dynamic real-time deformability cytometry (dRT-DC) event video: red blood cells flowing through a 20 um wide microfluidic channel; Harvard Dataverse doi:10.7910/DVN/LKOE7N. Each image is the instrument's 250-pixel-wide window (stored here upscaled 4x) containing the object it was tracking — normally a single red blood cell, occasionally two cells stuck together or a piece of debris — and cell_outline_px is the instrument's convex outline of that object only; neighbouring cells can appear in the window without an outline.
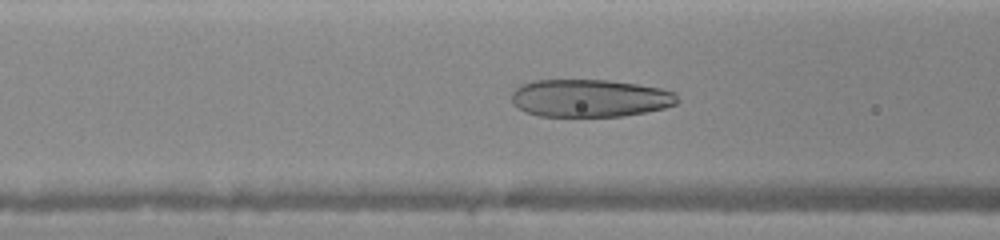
{"species": "human", "species_latin": "Homo sapiens", "temperature_condition": "warm", "stored_images_in_passage": 31, "camera_frame_rate_fps": 3000, "um_per_image_px": 0.085, "donor": {"sex": "female"}, "frame": {"image": 1, "passage_image": 14, "time_ms": 5.333, "image_size_px": [1000, 240], "cell_outline_px": [[680, 100], [676, 104], [664, 108], [644, 112], [620, 116], [540, 116], [528, 112], [512, 104], [512, 92], [520, 84], [532, 80], [608, 80], [636, 84], [660, 88], [676, 92]], "centroid_in_image_um": [50.15, 8.33], "position_along_channel_um": 116.5, "area_um2": 36.41}}
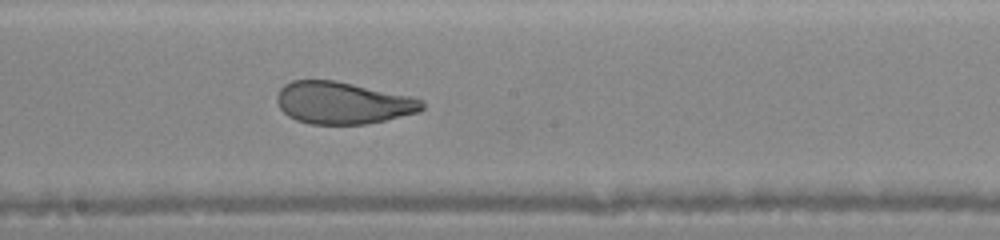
{"frame": {"image": 2, "passage_image": 19, "time_ms": 7.667, "image_size_px": [1000, 240], "cell_outline_px": [[424, 108], [420, 112], [368, 124], [312, 124], [296, 120], [288, 116], [280, 108], [276, 100], [276, 96], [280, 88], [284, 84], [292, 80], [336, 80], [412, 96], [424, 100]], "centroid_in_image_um": [29.15, 8.74], "position_along_channel_um": 219.0, "area_um2": 35.95}}
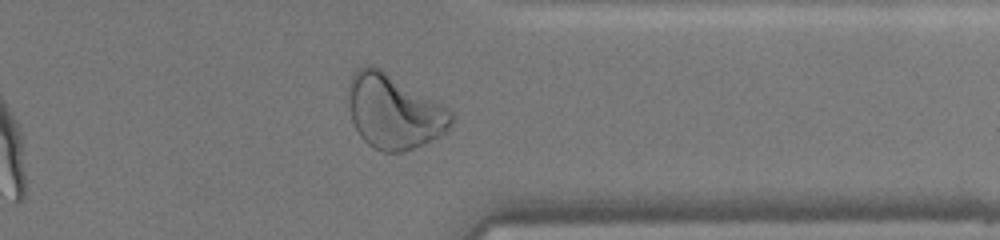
{"frame": {"image": 3, "passage_image": 28, "time_ms": 11.333, "image_size_px": [1000, 240], "cell_outline_px": [[456, 116], [448, 132], [440, 136], [404, 152], [384, 152], [368, 144], [360, 136], [352, 120], [348, 104], [348, 84], [356, 68], [364, 64], [372, 64], [380, 68], [444, 104]], "centroid_in_image_um": [33.5, 9.46], "position_along_channel_um": 377.9, "area_um2": 45.14}}